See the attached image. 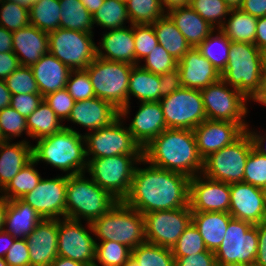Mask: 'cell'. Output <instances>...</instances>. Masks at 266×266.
<instances>
[{
  "mask_svg": "<svg viewBox=\"0 0 266 266\" xmlns=\"http://www.w3.org/2000/svg\"><path fill=\"white\" fill-rule=\"evenodd\" d=\"M190 177L152 165L136 166L123 202L141 214L189 206Z\"/></svg>",
  "mask_w": 266,
  "mask_h": 266,
  "instance_id": "6da1fadb",
  "label": "cell"
},
{
  "mask_svg": "<svg viewBox=\"0 0 266 266\" xmlns=\"http://www.w3.org/2000/svg\"><path fill=\"white\" fill-rule=\"evenodd\" d=\"M142 164L194 177L202 173L203 159L198 153L193 130L165 129L144 149Z\"/></svg>",
  "mask_w": 266,
  "mask_h": 266,
  "instance_id": "7a4b0ae2",
  "label": "cell"
},
{
  "mask_svg": "<svg viewBox=\"0 0 266 266\" xmlns=\"http://www.w3.org/2000/svg\"><path fill=\"white\" fill-rule=\"evenodd\" d=\"M33 146V159L50 164L51 167L67 172L66 175L84 173L87 158L84 135L68 125L43 138L36 140Z\"/></svg>",
  "mask_w": 266,
  "mask_h": 266,
  "instance_id": "3957f363",
  "label": "cell"
},
{
  "mask_svg": "<svg viewBox=\"0 0 266 266\" xmlns=\"http://www.w3.org/2000/svg\"><path fill=\"white\" fill-rule=\"evenodd\" d=\"M264 69L263 51L252 43L231 42L227 66L221 73V79L253 100L261 90Z\"/></svg>",
  "mask_w": 266,
  "mask_h": 266,
  "instance_id": "277c9868",
  "label": "cell"
},
{
  "mask_svg": "<svg viewBox=\"0 0 266 266\" xmlns=\"http://www.w3.org/2000/svg\"><path fill=\"white\" fill-rule=\"evenodd\" d=\"M91 226L98 241L118 242L131 250L146 242L144 215L123 201L93 220Z\"/></svg>",
  "mask_w": 266,
  "mask_h": 266,
  "instance_id": "5b68a950",
  "label": "cell"
},
{
  "mask_svg": "<svg viewBox=\"0 0 266 266\" xmlns=\"http://www.w3.org/2000/svg\"><path fill=\"white\" fill-rule=\"evenodd\" d=\"M118 201L84 173L69 175L66 187V218L93 220L106 214Z\"/></svg>",
  "mask_w": 266,
  "mask_h": 266,
  "instance_id": "8992f818",
  "label": "cell"
},
{
  "mask_svg": "<svg viewBox=\"0 0 266 266\" xmlns=\"http://www.w3.org/2000/svg\"><path fill=\"white\" fill-rule=\"evenodd\" d=\"M143 155H116L87 159V169L93 179L117 201L128 195L136 166L142 163Z\"/></svg>",
  "mask_w": 266,
  "mask_h": 266,
  "instance_id": "52a82bcc",
  "label": "cell"
},
{
  "mask_svg": "<svg viewBox=\"0 0 266 266\" xmlns=\"http://www.w3.org/2000/svg\"><path fill=\"white\" fill-rule=\"evenodd\" d=\"M133 66L96 57L85 69L95 96L111 103L119 111L128 105L129 77Z\"/></svg>",
  "mask_w": 266,
  "mask_h": 266,
  "instance_id": "ba28073f",
  "label": "cell"
},
{
  "mask_svg": "<svg viewBox=\"0 0 266 266\" xmlns=\"http://www.w3.org/2000/svg\"><path fill=\"white\" fill-rule=\"evenodd\" d=\"M257 225L232 218L215 252L218 266H254L258 253Z\"/></svg>",
  "mask_w": 266,
  "mask_h": 266,
  "instance_id": "9c48e42d",
  "label": "cell"
},
{
  "mask_svg": "<svg viewBox=\"0 0 266 266\" xmlns=\"http://www.w3.org/2000/svg\"><path fill=\"white\" fill-rule=\"evenodd\" d=\"M252 148V140L245 131L232 144L205 158L201 174L227 184L243 182L246 161Z\"/></svg>",
  "mask_w": 266,
  "mask_h": 266,
  "instance_id": "30bf717a",
  "label": "cell"
},
{
  "mask_svg": "<svg viewBox=\"0 0 266 266\" xmlns=\"http://www.w3.org/2000/svg\"><path fill=\"white\" fill-rule=\"evenodd\" d=\"M200 92L207 119L239 123L246 130L249 99L242 92L230 87L221 78Z\"/></svg>",
  "mask_w": 266,
  "mask_h": 266,
  "instance_id": "8fae6325",
  "label": "cell"
},
{
  "mask_svg": "<svg viewBox=\"0 0 266 266\" xmlns=\"http://www.w3.org/2000/svg\"><path fill=\"white\" fill-rule=\"evenodd\" d=\"M48 37L49 53L71 70L86 69L97 57L93 33L58 28Z\"/></svg>",
  "mask_w": 266,
  "mask_h": 266,
  "instance_id": "7c38bea8",
  "label": "cell"
},
{
  "mask_svg": "<svg viewBox=\"0 0 266 266\" xmlns=\"http://www.w3.org/2000/svg\"><path fill=\"white\" fill-rule=\"evenodd\" d=\"M123 124V120L119 117L107 127L86 133L84 135L86 158L143 155V149Z\"/></svg>",
  "mask_w": 266,
  "mask_h": 266,
  "instance_id": "4fadbf2b",
  "label": "cell"
},
{
  "mask_svg": "<svg viewBox=\"0 0 266 266\" xmlns=\"http://www.w3.org/2000/svg\"><path fill=\"white\" fill-rule=\"evenodd\" d=\"M159 102L169 129L193 130L207 119L200 90L181 87Z\"/></svg>",
  "mask_w": 266,
  "mask_h": 266,
  "instance_id": "5bb4252c",
  "label": "cell"
},
{
  "mask_svg": "<svg viewBox=\"0 0 266 266\" xmlns=\"http://www.w3.org/2000/svg\"><path fill=\"white\" fill-rule=\"evenodd\" d=\"M82 225L80 220L70 218L58 219V256L72 259L86 266L95 262L96 240L90 234L93 228L90 222Z\"/></svg>",
  "mask_w": 266,
  "mask_h": 266,
  "instance_id": "9a60e30c",
  "label": "cell"
},
{
  "mask_svg": "<svg viewBox=\"0 0 266 266\" xmlns=\"http://www.w3.org/2000/svg\"><path fill=\"white\" fill-rule=\"evenodd\" d=\"M146 242L172 248L192 222L189 206L144 214Z\"/></svg>",
  "mask_w": 266,
  "mask_h": 266,
  "instance_id": "2e32d148",
  "label": "cell"
},
{
  "mask_svg": "<svg viewBox=\"0 0 266 266\" xmlns=\"http://www.w3.org/2000/svg\"><path fill=\"white\" fill-rule=\"evenodd\" d=\"M68 175L42 178L23 198L43 219L66 217V187Z\"/></svg>",
  "mask_w": 266,
  "mask_h": 266,
  "instance_id": "e0dca14e",
  "label": "cell"
},
{
  "mask_svg": "<svg viewBox=\"0 0 266 266\" xmlns=\"http://www.w3.org/2000/svg\"><path fill=\"white\" fill-rule=\"evenodd\" d=\"M230 184L203 174L190 178L189 207L192 212H229Z\"/></svg>",
  "mask_w": 266,
  "mask_h": 266,
  "instance_id": "ac0fdd59",
  "label": "cell"
},
{
  "mask_svg": "<svg viewBox=\"0 0 266 266\" xmlns=\"http://www.w3.org/2000/svg\"><path fill=\"white\" fill-rule=\"evenodd\" d=\"M229 214L253 225L266 221V202L261 188L245 182L230 184Z\"/></svg>",
  "mask_w": 266,
  "mask_h": 266,
  "instance_id": "d6986e66",
  "label": "cell"
},
{
  "mask_svg": "<svg viewBox=\"0 0 266 266\" xmlns=\"http://www.w3.org/2000/svg\"><path fill=\"white\" fill-rule=\"evenodd\" d=\"M193 131L198 153L204 160L212 153L232 144L246 130L239 123L206 119Z\"/></svg>",
  "mask_w": 266,
  "mask_h": 266,
  "instance_id": "ffe728a7",
  "label": "cell"
},
{
  "mask_svg": "<svg viewBox=\"0 0 266 266\" xmlns=\"http://www.w3.org/2000/svg\"><path fill=\"white\" fill-rule=\"evenodd\" d=\"M25 239L30 266H50L58 257V219H43Z\"/></svg>",
  "mask_w": 266,
  "mask_h": 266,
  "instance_id": "44dd1931",
  "label": "cell"
},
{
  "mask_svg": "<svg viewBox=\"0 0 266 266\" xmlns=\"http://www.w3.org/2000/svg\"><path fill=\"white\" fill-rule=\"evenodd\" d=\"M119 118V110L98 97L76 101L67 121L86 127L89 132L104 128Z\"/></svg>",
  "mask_w": 266,
  "mask_h": 266,
  "instance_id": "7402d4cb",
  "label": "cell"
},
{
  "mask_svg": "<svg viewBox=\"0 0 266 266\" xmlns=\"http://www.w3.org/2000/svg\"><path fill=\"white\" fill-rule=\"evenodd\" d=\"M177 68L182 87L190 89L202 90L221 78V74L197 48H191L178 61Z\"/></svg>",
  "mask_w": 266,
  "mask_h": 266,
  "instance_id": "603a6c76",
  "label": "cell"
},
{
  "mask_svg": "<svg viewBox=\"0 0 266 266\" xmlns=\"http://www.w3.org/2000/svg\"><path fill=\"white\" fill-rule=\"evenodd\" d=\"M128 125L127 128L133 139L144 149L162 131L167 129L160 102H140L138 111Z\"/></svg>",
  "mask_w": 266,
  "mask_h": 266,
  "instance_id": "cb8c5ba5",
  "label": "cell"
},
{
  "mask_svg": "<svg viewBox=\"0 0 266 266\" xmlns=\"http://www.w3.org/2000/svg\"><path fill=\"white\" fill-rule=\"evenodd\" d=\"M130 26L105 31L96 46L97 57L136 65L133 25Z\"/></svg>",
  "mask_w": 266,
  "mask_h": 266,
  "instance_id": "d4e9b609",
  "label": "cell"
},
{
  "mask_svg": "<svg viewBox=\"0 0 266 266\" xmlns=\"http://www.w3.org/2000/svg\"><path fill=\"white\" fill-rule=\"evenodd\" d=\"M49 52L48 33L33 25L13 32V53L21 66H31Z\"/></svg>",
  "mask_w": 266,
  "mask_h": 266,
  "instance_id": "484cf974",
  "label": "cell"
},
{
  "mask_svg": "<svg viewBox=\"0 0 266 266\" xmlns=\"http://www.w3.org/2000/svg\"><path fill=\"white\" fill-rule=\"evenodd\" d=\"M30 68L43 97L57 90L65 89L71 71L67 65L49 52Z\"/></svg>",
  "mask_w": 266,
  "mask_h": 266,
  "instance_id": "4316f807",
  "label": "cell"
},
{
  "mask_svg": "<svg viewBox=\"0 0 266 266\" xmlns=\"http://www.w3.org/2000/svg\"><path fill=\"white\" fill-rule=\"evenodd\" d=\"M191 48H197L214 30L191 6L178 7L166 13Z\"/></svg>",
  "mask_w": 266,
  "mask_h": 266,
  "instance_id": "83f0119b",
  "label": "cell"
},
{
  "mask_svg": "<svg viewBox=\"0 0 266 266\" xmlns=\"http://www.w3.org/2000/svg\"><path fill=\"white\" fill-rule=\"evenodd\" d=\"M131 96L137 98L139 102L160 101V78L150 71L134 65L129 77L128 105L119 111L122 120L128 118L130 114Z\"/></svg>",
  "mask_w": 266,
  "mask_h": 266,
  "instance_id": "f1b7e54d",
  "label": "cell"
},
{
  "mask_svg": "<svg viewBox=\"0 0 266 266\" xmlns=\"http://www.w3.org/2000/svg\"><path fill=\"white\" fill-rule=\"evenodd\" d=\"M32 159L33 146L29 141H6L0 144V190L2 191Z\"/></svg>",
  "mask_w": 266,
  "mask_h": 266,
  "instance_id": "f546056e",
  "label": "cell"
},
{
  "mask_svg": "<svg viewBox=\"0 0 266 266\" xmlns=\"http://www.w3.org/2000/svg\"><path fill=\"white\" fill-rule=\"evenodd\" d=\"M43 218L22 199L8 201L4 231L15 238H26Z\"/></svg>",
  "mask_w": 266,
  "mask_h": 266,
  "instance_id": "4dcf8cb0",
  "label": "cell"
},
{
  "mask_svg": "<svg viewBox=\"0 0 266 266\" xmlns=\"http://www.w3.org/2000/svg\"><path fill=\"white\" fill-rule=\"evenodd\" d=\"M233 217L226 212H192V222L199 230L206 248L216 252Z\"/></svg>",
  "mask_w": 266,
  "mask_h": 266,
  "instance_id": "1f68e13d",
  "label": "cell"
},
{
  "mask_svg": "<svg viewBox=\"0 0 266 266\" xmlns=\"http://www.w3.org/2000/svg\"><path fill=\"white\" fill-rule=\"evenodd\" d=\"M158 44L177 61H179L190 49L185 37L178 30L171 18L165 14L153 24Z\"/></svg>",
  "mask_w": 266,
  "mask_h": 266,
  "instance_id": "d6a6232c",
  "label": "cell"
},
{
  "mask_svg": "<svg viewBox=\"0 0 266 266\" xmlns=\"http://www.w3.org/2000/svg\"><path fill=\"white\" fill-rule=\"evenodd\" d=\"M228 16L220 30L232 42L254 44L258 18L243 12L240 8L231 9Z\"/></svg>",
  "mask_w": 266,
  "mask_h": 266,
  "instance_id": "836d02e7",
  "label": "cell"
},
{
  "mask_svg": "<svg viewBox=\"0 0 266 266\" xmlns=\"http://www.w3.org/2000/svg\"><path fill=\"white\" fill-rule=\"evenodd\" d=\"M26 120L29 137L33 140L53 135L64 128L62 121L44 100Z\"/></svg>",
  "mask_w": 266,
  "mask_h": 266,
  "instance_id": "e575fe53",
  "label": "cell"
},
{
  "mask_svg": "<svg viewBox=\"0 0 266 266\" xmlns=\"http://www.w3.org/2000/svg\"><path fill=\"white\" fill-rule=\"evenodd\" d=\"M60 28L94 33L92 15L80 0H59Z\"/></svg>",
  "mask_w": 266,
  "mask_h": 266,
  "instance_id": "d590c367",
  "label": "cell"
},
{
  "mask_svg": "<svg viewBox=\"0 0 266 266\" xmlns=\"http://www.w3.org/2000/svg\"><path fill=\"white\" fill-rule=\"evenodd\" d=\"M216 30L217 33L214 30L197 49L221 74L227 66L232 41L220 29Z\"/></svg>",
  "mask_w": 266,
  "mask_h": 266,
  "instance_id": "8d00e7d4",
  "label": "cell"
},
{
  "mask_svg": "<svg viewBox=\"0 0 266 266\" xmlns=\"http://www.w3.org/2000/svg\"><path fill=\"white\" fill-rule=\"evenodd\" d=\"M59 0H39L29 9L30 24L50 33L60 28Z\"/></svg>",
  "mask_w": 266,
  "mask_h": 266,
  "instance_id": "74e56055",
  "label": "cell"
},
{
  "mask_svg": "<svg viewBox=\"0 0 266 266\" xmlns=\"http://www.w3.org/2000/svg\"><path fill=\"white\" fill-rule=\"evenodd\" d=\"M37 164L34 159L27 163L1 191V194L8 200H15L21 199L27 193L31 192L42 179L38 170L35 168Z\"/></svg>",
  "mask_w": 266,
  "mask_h": 266,
  "instance_id": "f35d334b",
  "label": "cell"
},
{
  "mask_svg": "<svg viewBox=\"0 0 266 266\" xmlns=\"http://www.w3.org/2000/svg\"><path fill=\"white\" fill-rule=\"evenodd\" d=\"M92 19L93 25L103 27L106 31L126 27L125 21L130 22L126 3L122 0H104L102 6L92 15Z\"/></svg>",
  "mask_w": 266,
  "mask_h": 266,
  "instance_id": "ab89813d",
  "label": "cell"
},
{
  "mask_svg": "<svg viewBox=\"0 0 266 266\" xmlns=\"http://www.w3.org/2000/svg\"><path fill=\"white\" fill-rule=\"evenodd\" d=\"M131 257L140 266H175V258L170 248L147 242L132 249Z\"/></svg>",
  "mask_w": 266,
  "mask_h": 266,
  "instance_id": "60d3db41",
  "label": "cell"
},
{
  "mask_svg": "<svg viewBox=\"0 0 266 266\" xmlns=\"http://www.w3.org/2000/svg\"><path fill=\"white\" fill-rule=\"evenodd\" d=\"M130 24H153L166 12L160 0H126Z\"/></svg>",
  "mask_w": 266,
  "mask_h": 266,
  "instance_id": "b9f144b4",
  "label": "cell"
},
{
  "mask_svg": "<svg viewBox=\"0 0 266 266\" xmlns=\"http://www.w3.org/2000/svg\"><path fill=\"white\" fill-rule=\"evenodd\" d=\"M131 251L129 247L118 242H96L93 266H123L131 258Z\"/></svg>",
  "mask_w": 266,
  "mask_h": 266,
  "instance_id": "7bdbcfd3",
  "label": "cell"
},
{
  "mask_svg": "<svg viewBox=\"0 0 266 266\" xmlns=\"http://www.w3.org/2000/svg\"><path fill=\"white\" fill-rule=\"evenodd\" d=\"M190 6L214 29L224 25L231 10L224 0H191Z\"/></svg>",
  "mask_w": 266,
  "mask_h": 266,
  "instance_id": "ee69618b",
  "label": "cell"
},
{
  "mask_svg": "<svg viewBox=\"0 0 266 266\" xmlns=\"http://www.w3.org/2000/svg\"><path fill=\"white\" fill-rule=\"evenodd\" d=\"M0 26L14 32L30 25L29 10L10 0H0Z\"/></svg>",
  "mask_w": 266,
  "mask_h": 266,
  "instance_id": "f6af8a7d",
  "label": "cell"
},
{
  "mask_svg": "<svg viewBox=\"0 0 266 266\" xmlns=\"http://www.w3.org/2000/svg\"><path fill=\"white\" fill-rule=\"evenodd\" d=\"M174 257H182L207 251L199 230L191 222L171 248Z\"/></svg>",
  "mask_w": 266,
  "mask_h": 266,
  "instance_id": "bcb514c9",
  "label": "cell"
},
{
  "mask_svg": "<svg viewBox=\"0 0 266 266\" xmlns=\"http://www.w3.org/2000/svg\"><path fill=\"white\" fill-rule=\"evenodd\" d=\"M136 65H139L158 45V39L152 24H133Z\"/></svg>",
  "mask_w": 266,
  "mask_h": 266,
  "instance_id": "7dc6e473",
  "label": "cell"
},
{
  "mask_svg": "<svg viewBox=\"0 0 266 266\" xmlns=\"http://www.w3.org/2000/svg\"><path fill=\"white\" fill-rule=\"evenodd\" d=\"M0 129L4 139L10 142L13 137H21L23 132L29 136L26 117L10 106L0 111Z\"/></svg>",
  "mask_w": 266,
  "mask_h": 266,
  "instance_id": "c3c4849f",
  "label": "cell"
},
{
  "mask_svg": "<svg viewBox=\"0 0 266 266\" xmlns=\"http://www.w3.org/2000/svg\"><path fill=\"white\" fill-rule=\"evenodd\" d=\"M4 81L11 95L40 93L30 66H20Z\"/></svg>",
  "mask_w": 266,
  "mask_h": 266,
  "instance_id": "681fc988",
  "label": "cell"
},
{
  "mask_svg": "<svg viewBox=\"0 0 266 266\" xmlns=\"http://www.w3.org/2000/svg\"><path fill=\"white\" fill-rule=\"evenodd\" d=\"M243 182L261 189L266 186V156L254 148L246 161Z\"/></svg>",
  "mask_w": 266,
  "mask_h": 266,
  "instance_id": "f907efd6",
  "label": "cell"
},
{
  "mask_svg": "<svg viewBox=\"0 0 266 266\" xmlns=\"http://www.w3.org/2000/svg\"><path fill=\"white\" fill-rule=\"evenodd\" d=\"M65 89L75 101L96 97L90 77L85 69L71 70Z\"/></svg>",
  "mask_w": 266,
  "mask_h": 266,
  "instance_id": "816d5d0a",
  "label": "cell"
},
{
  "mask_svg": "<svg viewBox=\"0 0 266 266\" xmlns=\"http://www.w3.org/2000/svg\"><path fill=\"white\" fill-rule=\"evenodd\" d=\"M145 63L139 66L156 75H162L177 68L178 61L175 60L163 47L158 44L148 56L144 58Z\"/></svg>",
  "mask_w": 266,
  "mask_h": 266,
  "instance_id": "f5cc1de1",
  "label": "cell"
},
{
  "mask_svg": "<svg viewBox=\"0 0 266 266\" xmlns=\"http://www.w3.org/2000/svg\"><path fill=\"white\" fill-rule=\"evenodd\" d=\"M43 100L50 106L62 122L68 119L76 102L66 89L49 93L43 97Z\"/></svg>",
  "mask_w": 266,
  "mask_h": 266,
  "instance_id": "db71d44e",
  "label": "cell"
},
{
  "mask_svg": "<svg viewBox=\"0 0 266 266\" xmlns=\"http://www.w3.org/2000/svg\"><path fill=\"white\" fill-rule=\"evenodd\" d=\"M42 100L43 96L40 93L11 95L10 107L27 118L37 109Z\"/></svg>",
  "mask_w": 266,
  "mask_h": 266,
  "instance_id": "11a10c76",
  "label": "cell"
},
{
  "mask_svg": "<svg viewBox=\"0 0 266 266\" xmlns=\"http://www.w3.org/2000/svg\"><path fill=\"white\" fill-rule=\"evenodd\" d=\"M5 261L9 266H30L29 249L25 238H17L8 249Z\"/></svg>",
  "mask_w": 266,
  "mask_h": 266,
  "instance_id": "9f6ffc18",
  "label": "cell"
},
{
  "mask_svg": "<svg viewBox=\"0 0 266 266\" xmlns=\"http://www.w3.org/2000/svg\"><path fill=\"white\" fill-rule=\"evenodd\" d=\"M174 258L175 266H218L215 253L209 250Z\"/></svg>",
  "mask_w": 266,
  "mask_h": 266,
  "instance_id": "6f0895ef",
  "label": "cell"
},
{
  "mask_svg": "<svg viewBox=\"0 0 266 266\" xmlns=\"http://www.w3.org/2000/svg\"><path fill=\"white\" fill-rule=\"evenodd\" d=\"M159 78H160V99L170 95L172 92L182 87L180 72L178 68L163 73L162 75H159Z\"/></svg>",
  "mask_w": 266,
  "mask_h": 266,
  "instance_id": "680465c9",
  "label": "cell"
},
{
  "mask_svg": "<svg viewBox=\"0 0 266 266\" xmlns=\"http://www.w3.org/2000/svg\"><path fill=\"white\" fill-rule=\"evenodd\" d=\"M20 66L19 59L14 53H0V80H5Z\"/></svg>",
  "mask_w": 266,
  "mask_h": 266,
  "instance_id": "91938a15",
  "label": "cell"
},
{
  "mask_svg": "<svg viewBox=\"0 0 266 266\" xmlns=\"http://www.w3.org/2000/svg\"><path fill=\"white\" fill-rule=\"evenodd\" d=\"M258 253L254 266H266V221L257 224Z\"/></svg>",
  "mask_w": 266,
  "mask_h": 266,
  "instance_id": "94428289",
  "label": "cell"
},
{
  "mask_svg": "<svg viewBox=\"0 0 266 266\" xmlns=\"http://www.w3.org/2000/svg\"><path fill=\"white\" fill-rule=\"evenodd\" d=\"M240 9L256 18L264 17L266 16V0H243Z\"/></svg>",
  "mask_w": 266,
  "mask_h": 266,
  "instance_id": "6125c7cd",
  "label": "cell"
},
{
  "mask_svg": "<svg viewBox=\"0 0 266 266\" xmlns=\"http://www.w3.org/2000/svg\"><path fill=\"white\" fill-rule=\"evenodd\" d=\"M254 45L261 51H266V16L257 19Z\"/></svg>",
  "mask_w": 266,
  "mask_h": 266,
  "instance_id": "be15d7a7",
  "label": "cell"
},
{
  "mask_svg": "<svg viewBox=\"0 0 266 266\" xmlns=\"http://www.w3.org/2000/svg\"><path fill=\"white\" fill-rule=\"evenodd\" d=\"M246 131L252 140L253 148L266 156V134L262 135L260 134V131L257 133L255 130L253 131L249 129V125L247 126Z\"/></svg>",
  "mask_w": 266,
  "mask_h": 266,
  "instance_id": "e7e4bbea",
  "label": "cell"
},
{
  "mask_svg": "<svg viewBox=\"0 0 266 266\" xmlns=\"http://www.w3.org/2000/svg\"><path fill=\"white\" fill-rule=\"evenodd\" d=\"M13 53V32L0 26V53Z\"/></svg>",
  "mask_w": 266,
  "mask_h": 266,
  "instance_id": "03108f58",
  "label": "cell"
},
{
  "mask_svg": "<svg viewBox=\"0 0 266 266\" xmlns=\"http://www.w3.org/2000/svg\"><path fill=\"white\" fill-rule=\"evenodd\" d=\"M17 238L4 230L0 232V257L4 258L8 249L12 246ZM6 243V244H5ZM5 244V245H4ZM2 246V247H1Z\"/></svg>",
  "mask_w": 266,
  "mask_h": 266,
  "instance_id": "003e7915",
  "label": "cell"
},
{
  "mask_svg": "<svg viewBox=\"0 0 266 266\" xmlns=\"http://www.w3.org/2000/svg\"><path fill=\"white\" fill-rule=\"evenodd\" d=\"M11 92L6 86L4 80H0V111L10 106Z\"/></svg>",
  "mask_w": 266,
  "mask_h": 266,
  "instance_id": "a7ac6f4b",
  "label": "cell"
},
{
  "mask_svg": "<svg viewBox=\"0 0 266 266\" xmlns=\"http://www.w3.org/2000/svg\"><path fill=\"white\" fill-rule=\"evenodd\" d=\"M163 10L167 13L169 10L189 6L191 0H160Z\"/></svg>",
  "mask_w": 266,
  "mask_h": 266,
  "instance_id": "89a4df30",
  "label": "cell"
},
{
  "mask_svg": "<svg viewBox=\"0 0 266 266\" xmlns=\"http://www.w3.org/2000/svg\"><path fill=\"white\" fill-rule=\"evenodd\" d=\"M266 106V70L263 71L262 86L260 92L252 100Z\"/></svg>",
  "mask_w": 266,
  "mask_h": 266,
  "instance_id": "2644e50d",
  "label": "cell"
},
{
  "mask_svg": "<svg viewBox=\"0 0 266 266\" xmlns=\"http://www.w3.org/2000/svg\"><path fill=\"white\" fill-rule=\"evenodd\" d=\"M50 266H86V265H84L83 263L76 262L72 259L58 256L55 258V260L52 262Z\"/></svg>",
  "mask_w": 266,
  "mask_h": 266,
  "instance_id": "8c879c8a",
  "label": "cell"
},
{
  "mask_svg": "<svg viewBox=\"0 0 266 266\" xmlns=\"http://www.w3.org/2000/svg\"><path fill=\"white\" fill-rule=\"evenodd\" d=\"M8 199L0 194V232L4 230L5 214L8 207Z\"/></svg>",
  "mask_w": 266,
  "mask_h": 266,
  "instance_id": "753ad0ef",
  "label": "cell"
},
{
  "mask_svg": "<svg viewBox=\"0 0 266 266\" xmlns=\"http://www.w3.org/2000/svg\"><path fill=\"white\" fill-rule=\"evenodd\" d=\"M80 1L91 15H93L94 12L97 11L104 2V0H80Z\"/></svg>",
  "mask_w": 266,
  "mask_h": 266,
  "instance_id": "34e18365",
  "label": "cell"
},
{
  "mask_svg": "<svg viewBox=\"0 0 266 266\" xmlns=\"http://www.w3.org/2000/svg\"><path fill=\"white\" fill-rule=\"evenodd\" d=\"M20 6L27 8L28 10L39 0H10Z\"/></svg>",
  "mask_w": 266,
  "mask_h": 266,
  "instance_id": "11e5206c",
  "label": "cell"
},
{
  "mask_svg": "<svg viewBox=\"0 0 266 266\" xmlns=\"http://www.w3.org/2000/svg\"><path fill=\"white\" fill-rule=\"evenodd\" d=\"M224 2L230 7V9L240 8L243 0H224Z\"/></svg>",
  "mask_w": 266,
  "mask_h": 266,
  "instance_id": "2a66077c",
  "label": "cell"
},
{
  "mask_svg": "<svg viewBox=\"0 0 266 266\" xmlns=\"http://www.w3.org/2000/svg\"><path fill=\"white\" fill-rule=\"evenodd\" d=\"M123 266H140L132 257Z\"/></svg>",
  "mask_w": 266,
  "mask_h": 266,
  "instance_id": "b9fcfbb0",
  "label": "cell"
},
{
  "mask_svg": "<svg viewBox=\"0 0 266 266\" xmlns=\"http://www.w3.org/2000/svg\"><path fill=\"white\" fill-rule=\"evenodd\" d=\"M0 266H9V264L5 261L4 258L0 257Z\"/></svg>",
  "mask_w": 266,
  "mask_h": 266,
  "instance_id": "09005b40",
  "label": "cell"
},
{
  "mask_svg": "<svg viewBox=\"0 0 266 266\" xmlns=\"http://www.w3.org/2000/svg\"><path fill=\"white\" fill-rule=\"evenodd\" d=\"M4 142H6V140L4 139L2 132H1V129H0V144H2Z\"/></svg>",
  "mask_w": 266,
  "mask_h": 266,
  "instance_id": "979ff035",
  "label": "cell"
},
{
  "mask_svg": "<svg viewBox=\"0 0 266 266\" xmlns=\"http://www.w3.org/2000/svg\"><path fill=\"white\" fill-rule=\"evenodd\" d=\"M262 191H263L264 199H265V202H266V186L262 189Z\"/></svg>",
  "mask_w": 266,
  "mask_h": 266,
  "instance_id": "deb4b68c",
  "label": "cell"
},
{
  "mask_svg": "<svg viewBox=\"0 0 266 266\" xmlns=\"http://www.w3.org/2000/svg\"><path fill=\"white\" fill-rule=\"evenodd\" d=\"M264 64H265V70H266V51L264 52Z\"/></svg>",
  "mask_w": 266,
  "mask_h": 266,
  "instance_id": "67dfc351",
  "label": "cell"
}]
</instances>
